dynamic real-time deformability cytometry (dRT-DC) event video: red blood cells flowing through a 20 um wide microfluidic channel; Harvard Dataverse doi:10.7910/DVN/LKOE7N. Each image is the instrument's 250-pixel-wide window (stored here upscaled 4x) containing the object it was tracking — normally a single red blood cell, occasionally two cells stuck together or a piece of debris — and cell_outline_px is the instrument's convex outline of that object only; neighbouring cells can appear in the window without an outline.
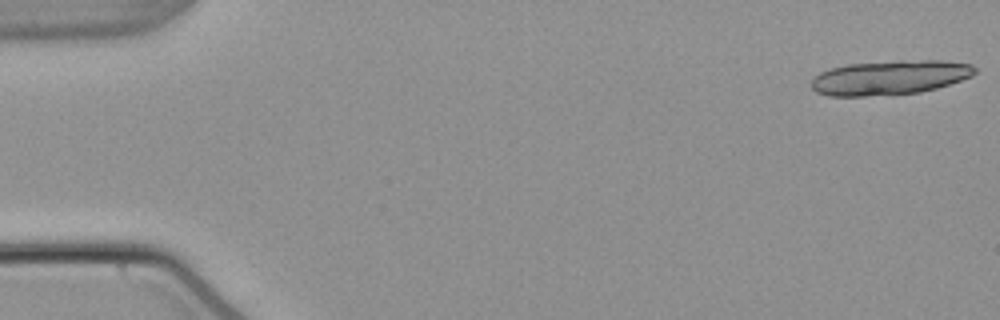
{"species": "common noctule bat (a hibernating species)", "species_latin": "Nyctalus noctula", "temperature_condition": "warm", "stored_images_in_passage": 21, "camera_frame_rate_fps": 3000, "um_per_image_px": 0.085, "animal": {"sex": "male", "body_mass_g": 21.5, "forearm_length_mm": 52.0}, "frame": {"image": 1, "passage_image": 1, "time_ms": 0.0, "image_size_px": [1000, 320], "cell_outline_px": [[976, 72], [972, 76], [936, 88], [920, 92], [864, 96], [828, 96], [816, 92], [812, 88], [812, 80], [820, 72], [832, 68], [848, 64], [900, 60], [940, 60], [972, 64], [976, 68]], "centroid_in_image_um": [75.64, 6.58], "position_along_channel_um": 9.4, "area_um2": 32.66}}